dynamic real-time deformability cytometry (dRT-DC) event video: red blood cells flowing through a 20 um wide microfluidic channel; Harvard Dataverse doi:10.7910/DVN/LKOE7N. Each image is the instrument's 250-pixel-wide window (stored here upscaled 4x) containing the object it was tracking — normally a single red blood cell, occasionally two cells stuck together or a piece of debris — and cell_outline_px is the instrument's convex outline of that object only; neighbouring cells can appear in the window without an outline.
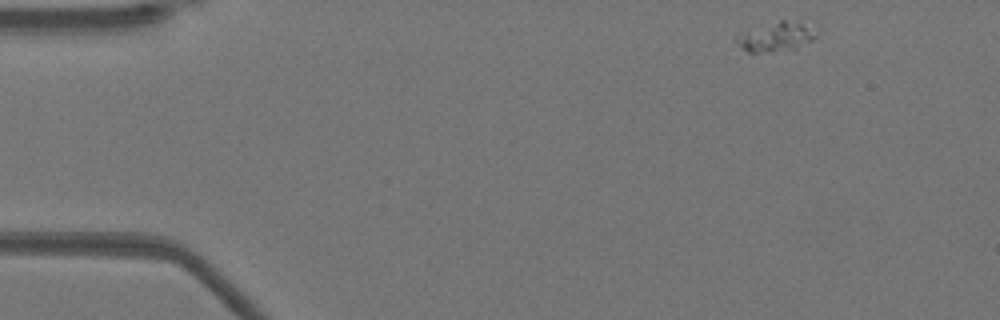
{"species": "Egyptian fruit bat (a non-hibernating species)", "species_latin": "Rousettus aegyptiacus", "temperature_condition": "warm", "stored_images_in_passage": 15, "camera_frame_rate_fps": 3000, "um_per_image_px": 0.085, "animal": {"sex": "female"}, "frame": {"image": 1, "passage_image": 1, "time_ms": 0.0, "image_size_px": [1000, 320], "cell_outline_px": [[816, 36], [812, 40], [796, 48], [772, 52], [748, 52], [736, 40], [736, 32], [780, 20], [800, 20]], "centroid_in_image_um": [65.89, 3.1], "position_along_channel_um": 19.1, "area_um2": 13.47}}
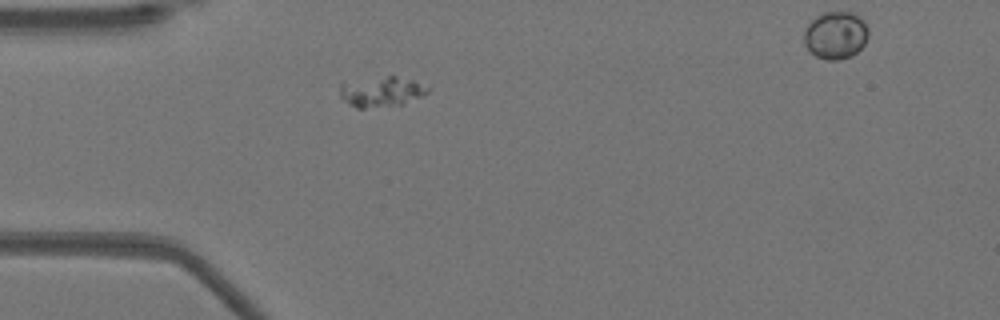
{"frame": {"image": 2, "passage_image": 10, "time_ms": 3.0, "image_size_px": [1000, 320], "cell_outline_px": [[428, 92], [404, 104], [364, 108], [356, 108], [344, 100], [340, 96], [340, 84], [388, 76], [396, 76], [412, 80], [428, 88]], "centroid_in_image_um": [32.41, 7.81], "position_along_channel_um": 52.6, "area_um2": 14.85}}
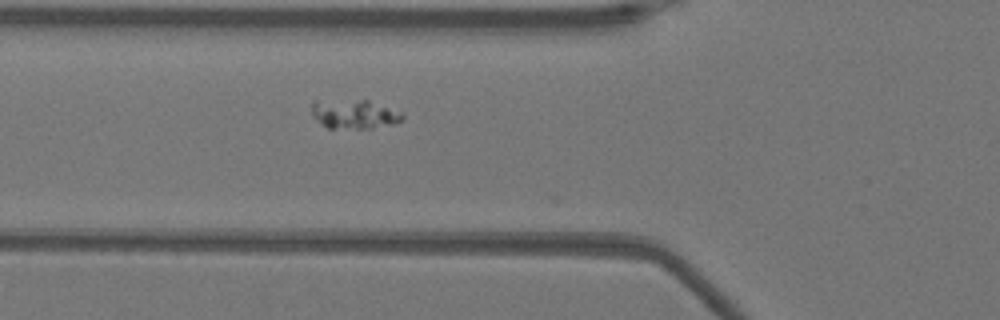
{"frame": {"image": 3, "passage_image": 14, "time_ms": 4.333, "image_size_px": [1000, 320], "cell_outline_px": [[404, 116], [400, 120], [392, 124], [372, 128], [328, 128], [312, 116], [312, 100], [368, 100], [400, 112]], "centroid_in_image_um": [30.05, 9.69], "position_along_channel_um": 95.7, "area_um2": 15.2}}